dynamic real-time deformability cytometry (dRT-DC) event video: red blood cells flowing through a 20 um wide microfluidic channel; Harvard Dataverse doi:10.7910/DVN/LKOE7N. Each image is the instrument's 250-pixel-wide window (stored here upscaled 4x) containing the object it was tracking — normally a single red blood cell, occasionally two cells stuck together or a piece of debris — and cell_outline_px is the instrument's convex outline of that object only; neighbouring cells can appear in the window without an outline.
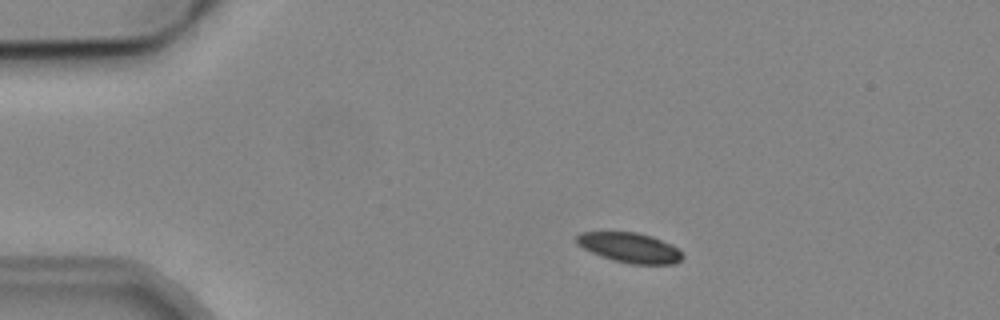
{"species": "common noctule bat (a hibernating species)", "species_latin": "Nyctalus noctula", "temperature_condition": "cold", "stored_images_in_passage": 3, "camera_frame_rate_fps": 3000, "um_per_image_px": 0.085, "animal": {"sex": "male", "body_mass_g": 19.2, "forearm_length_mm": 51.8}, "frame": {"image": 1, "passage_image": 2, "time_ms": 1.0, "image_size_px": [1000, 320], "cell_outline_px": [[684, 256], [680, 260], [672, 264], [632, 264], [600, 256], [576, 244], [576, 236], [580, 232], [636, 232], [652, 236], [672, 244]], "centroid_in_image_um": [53.52, 21.04], "position_along_channel_um": 31.5, "area_um2": 18.32}}